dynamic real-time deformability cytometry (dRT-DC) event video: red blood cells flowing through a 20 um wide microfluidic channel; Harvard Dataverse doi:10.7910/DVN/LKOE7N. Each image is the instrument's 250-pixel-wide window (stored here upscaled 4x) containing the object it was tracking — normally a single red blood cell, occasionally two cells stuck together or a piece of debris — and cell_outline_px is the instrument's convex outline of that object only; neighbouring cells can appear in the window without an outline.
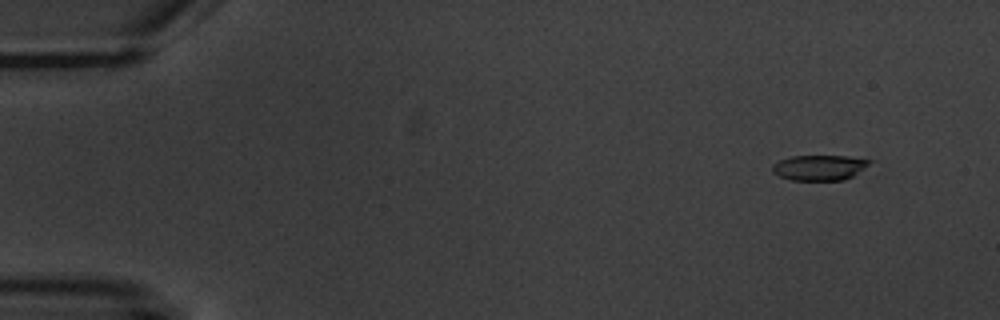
{"species": "common noctule bat (a hibernating species)", "species_latin": "Nyctalus noctula", "temperature_condition": "warm", "stored_images_in_passage": 7, "camera_frame_rate_fps": 3000, "um_per_image_px": 0.085, "animal": {"sex": "male", "body_mass_g": 20.1, "forearm_length_mm": 53.5}, "frame": {"image": 1, "passage_image": 2, "time_ms": 1.333, "image_size_px": [1000, 320], "cell_outline_px": [[872, 160], [864, 168], [852, 176], [844, 180], [792, 180], [780, 176], [772, 172], [772, 164], [780, 160], [792, 156], [848, 156]], "centroid_in_image_um": [69.63, 14.24], "position_along_channel_um": 15.4, "area_um2": 14.22}}
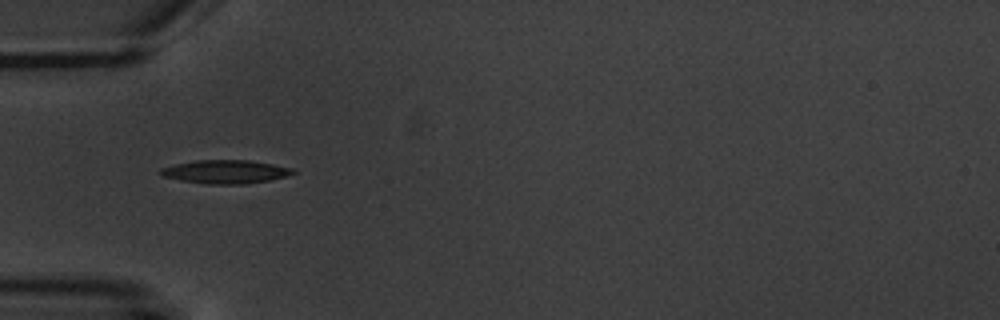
{"frame": {"image": 2, "passage_image": 6, "time_ms": 6.0, "image_size_px": [1000, 320], "cell_outline_px": [[296, 172], [288, 176], [268, 180], [244, 184], [208, 184], [180, 180], [160, 176], [156, 172], [160, 168], [176, 164], [196, 160], [248, 160], [272, 164], [292, 168]], "centroid_in_image_um": [19.11, 14.6], "position_along_channel_um": 65.9, "area_um2": 18.15}}